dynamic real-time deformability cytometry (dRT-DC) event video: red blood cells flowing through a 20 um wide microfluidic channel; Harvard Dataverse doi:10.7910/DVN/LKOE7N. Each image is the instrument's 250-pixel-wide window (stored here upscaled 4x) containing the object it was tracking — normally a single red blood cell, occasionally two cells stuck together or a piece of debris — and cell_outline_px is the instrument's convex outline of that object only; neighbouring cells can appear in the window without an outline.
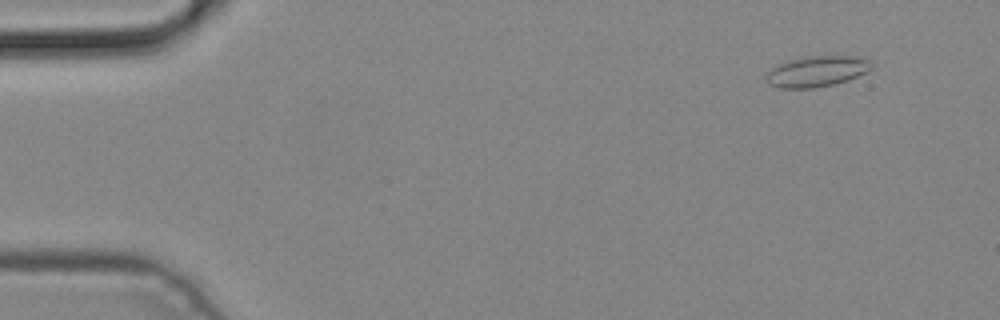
{"species": "common noctule bat (a hibernating species)", "species_latin": "Nyctalus noctula", "temperature_condition": "cold", "stored_images_in_passage": 5, "camera_frame_rate_fps": 3000, "um_per_image_px": 0.085, "animal": {"sex": "male", "body_mass_g": 19.2, "forearm_length_mm": 51.8}, "frame": {"image": 1, "passage_image": 2, "time_ms": 0.333, "image_size_px": [1000, 320], "cell_outline_px": [[872, 68], [868, 72], [848, 80], [836, 84], [812, 88], [776, 88], [768, 84], [764, 80], [764, 72], [776, 64], [784, 60], [804, 56], [860, 56], [872, 60]], "centroid_in_image_um": [69.37, 6.06], "position_along_channel_um": 15.6, "area_um2": 19.71}}